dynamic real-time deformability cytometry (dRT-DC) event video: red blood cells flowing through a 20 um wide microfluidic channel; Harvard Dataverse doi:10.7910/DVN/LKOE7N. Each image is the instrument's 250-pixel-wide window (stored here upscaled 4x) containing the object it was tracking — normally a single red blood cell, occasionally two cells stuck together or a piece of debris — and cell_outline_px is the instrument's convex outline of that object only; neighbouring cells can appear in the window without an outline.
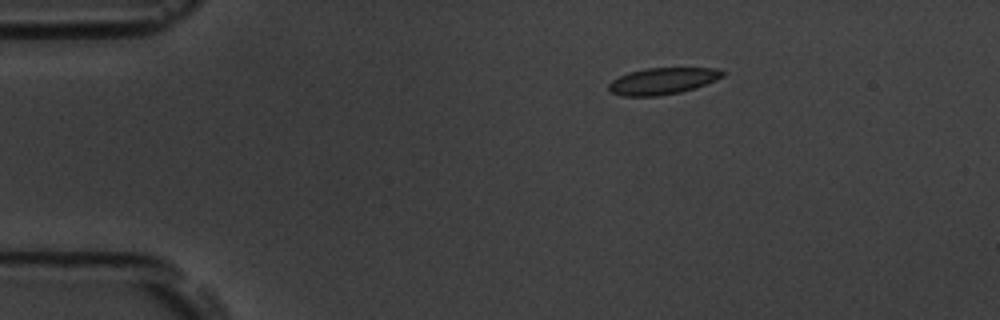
{"species": "common noctule bat (a hibernating species)", "species_latin": "Nyctalus noctula", "temperature_condition": "room temperature", "stored_images_in_passage": 3, "camera_frame_rate_fps": 3000, "um_per_image_px": 0.085, "animal": {"sex": "male", "body_mass_g": 19.5, "forearm_length_mm": 54.6}, "frame": {"image": 1, "passage_image": 1, "time_ms": 0.0, "image_size_px": [1000, 320], "cell_outline_px": [[728, 72], [724, 76], [716, 80], [696, 88], [680, 92], [656, 96], [620, 96], [608, 92], [608, 84], [612, 80], [628, 72], [648, 68], [720, 68]], "centroid_in_image_um": [56.34, 6.89], "position_along_channel_um": 28.7, "area_um2": 17.92}}
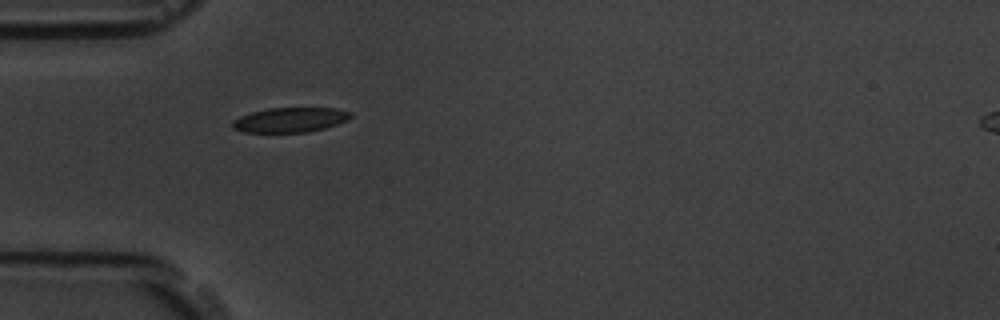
{"frame": {"image": 2, "passage_image": 3, "time_ms": 0.667, "image_size_px": [1000, 320], "cell_outline_px": [[352, 116], [348, 120], [324, 128], [308, 132], [244, 132], [232, 128], [232, 120], [240, 116], [252, 112], [268, 108], [336, 108], [352, 112]], "centroid_in_image_um": [24.66, 10.18], "position_along_channel_um": 60.3, "area_um2": 17.05}}